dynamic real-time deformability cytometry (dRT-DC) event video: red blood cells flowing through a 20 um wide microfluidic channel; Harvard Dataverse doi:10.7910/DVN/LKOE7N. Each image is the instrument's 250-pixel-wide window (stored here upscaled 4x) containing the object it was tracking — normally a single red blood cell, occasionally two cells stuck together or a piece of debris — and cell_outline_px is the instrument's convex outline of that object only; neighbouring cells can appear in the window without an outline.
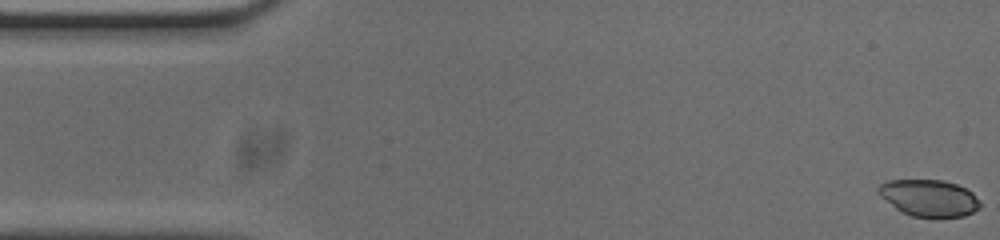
{"species": "common noctule bat (a hibernating species)", "species_latin": "Nyctalus noctula", "temperature_condition": "cold", "stored_images_in_passage": 55, "camera_frame_rate_fps": 3000, "um_per_image_px": 0.085, "animal": {"sex": "male", "body_mass_g": 20.0, "forearm_length_mm": 53.3}, "frame": {"image": 1, "passage_image": 1, "time_ms": 0.0, "image_size_px": [1000, 240], "cell_outline_px": [[980, 208], [964, 216], [936, 220], [912, 216], [900, 212], [880, 196], [876, 192], [876, 188], [880, 184], [888, 180], [944, 180], [956, 184], [972, 192], [980, 204]], "centroid_in_image_um": [78.94, 16.87], "position_along_channel_um": 6.1, "area_um2": 22.37}}
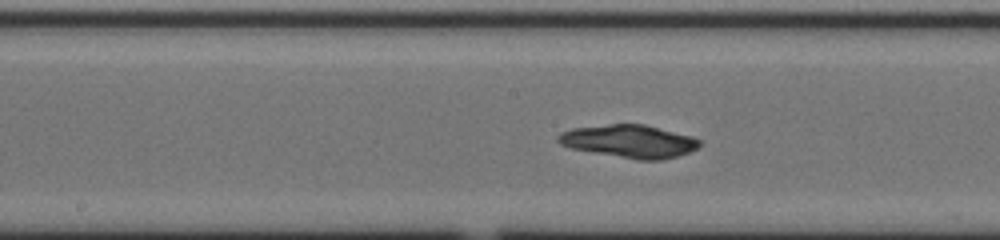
{"frame": {"image": 2, "passage_image": 26, "time_ms": 8.333, "image_size_px": [1000, 240], "cell_outline_px": [[700, 144], [696, 148], [680, 156], [660, 160], [636, 160], [572, 148], [560, 144], [556, 140], [556, 136], [560, 132], [572, 128], [612, 124], [644, 124], [692, 136], [700, 140]], "centroid_in_image_um": [53.48, 12.01], "position_along_channel_um": 194.7, "area_um2": 27.05}}
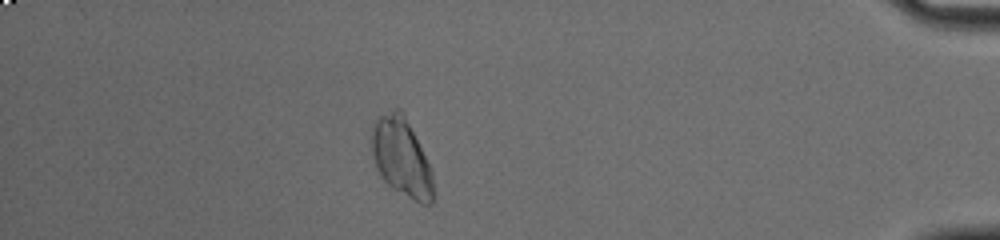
{"frame": {"image": 3, "passage_image": 47, "time_ms": 15.333, "image_size_px": [1000, 240], "cell_outline_px": [[432, 204], [420, 204], [392, 188], [380, 176], [376, 168], [372, 156], [372, 128], [376, 120], [380, 116], [396, 108], [400, 108], [432, 172]], "centroid_in_image_um": [34.09, 13.41], "position_along_channel_um": 401.1, "area_um2": 27.34}, "authors_computed_cell_mechanics": {"area_um2": 26.588, "velocity_mm_per_s": 3.718, "shape_relaxation_time_tau1_ms": 3.2547, "shape_relaxation_time_tau2_ms": null, "deformation_change_tau1": 0.0375, "deformation_change_tau2": null}}